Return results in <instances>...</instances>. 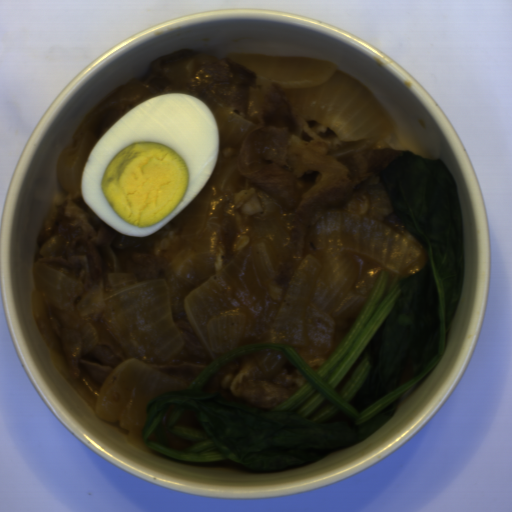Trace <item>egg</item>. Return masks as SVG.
I'll return each mask as SVG.
<instances>
[{
    "label": "egg",
    "mask_w": 512,
    "mask_h": 512,
    "mask_svg": "<svg viewBox=\"0 0 512 512\" xmlns=\"http://www.w3.org/2000/svg\"><path fill=\"white\" fill-rule=\"evenodd\" d=\"M220 133L212 109L187 93L145 100L89 151L82 200L111 228L154 234L194 201L212 175Z\"/></svg>",
    "instance_id": "d2b9013d"
}]
</instances>
